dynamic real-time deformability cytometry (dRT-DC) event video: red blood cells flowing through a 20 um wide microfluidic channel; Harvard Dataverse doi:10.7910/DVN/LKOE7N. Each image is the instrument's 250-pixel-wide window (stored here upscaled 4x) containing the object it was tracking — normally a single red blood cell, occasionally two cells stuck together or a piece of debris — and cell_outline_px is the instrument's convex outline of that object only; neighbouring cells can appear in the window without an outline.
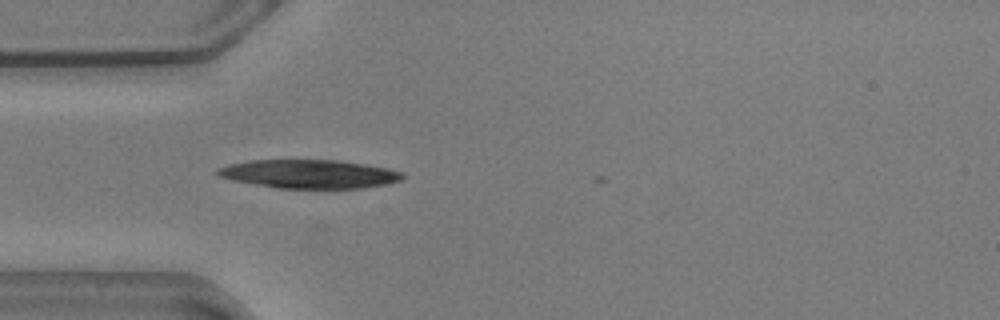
{"species": "common noctule bat (a hibernating species)", "species_latin": "Nyctalus noctula", "temperature_condition": "warm", "stored_images_in_passage": 5, "camera_frame_rate_fps": 3000, "um_per_image_px": 0.085, "animal": {"sex": "male", "body_mass_g": 20.5, "forearm_length_mm": 52.5}, "frame": {"image": 1, "passage_image": 2, "time_ms": 0.333, "image_size_px": [1000, 320], "cell_outline_px": [[404, 176], [400, 180], [384, 184], [364, 188], [276, 188], [232, 180], [216, 176], [216, 168], [228, 164], [248, 160], [340, 160], [388, 168], [404, 172]], "centroid_in_image_um": [26.24, 14.78], "position_along_channel_um": 58.8, "area_um2": 30.98}}